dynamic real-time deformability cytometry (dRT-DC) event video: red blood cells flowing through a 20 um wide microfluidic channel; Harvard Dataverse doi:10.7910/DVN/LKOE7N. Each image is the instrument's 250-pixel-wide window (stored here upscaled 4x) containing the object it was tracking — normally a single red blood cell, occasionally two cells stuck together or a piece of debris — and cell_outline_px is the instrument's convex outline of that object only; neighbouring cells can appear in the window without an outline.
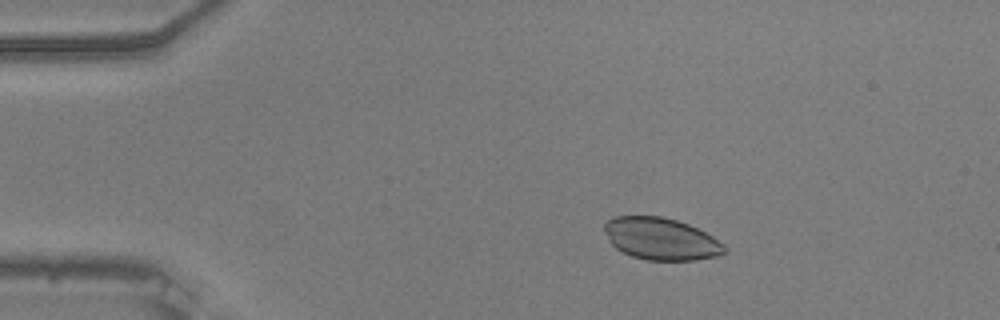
{"species": "common noctule bat (a hibernating species)", "species_latin": "Nyctalus noctula", "temperature_condition": "warm", "stored_images_in_passage": 55, "camera_frame_rate_fps": 3000, "um_per_image_px": 0.085, "animal": {"sex": "male", "body_mass_g": 20.5, "forearm_length_mm": 52.5}, "frame": {"image": 1, "passage_image": 10, "time_ms": 3.0, "image_size_px": [1000, 320], "cell_outline_px": [[724, 252], [716, 256], [696, 260], [648, 260], [632, 256], [616, 248], [608, 240], [604, 232], [604, 224], [612, 216], [660, 216], [676, 220], [688, 224], [712, 236], [724, 244]], "centroid_in_image_um": [56.14, 20.29], "position_along_channel_um": 28.9, "area_um2": 29.25}}
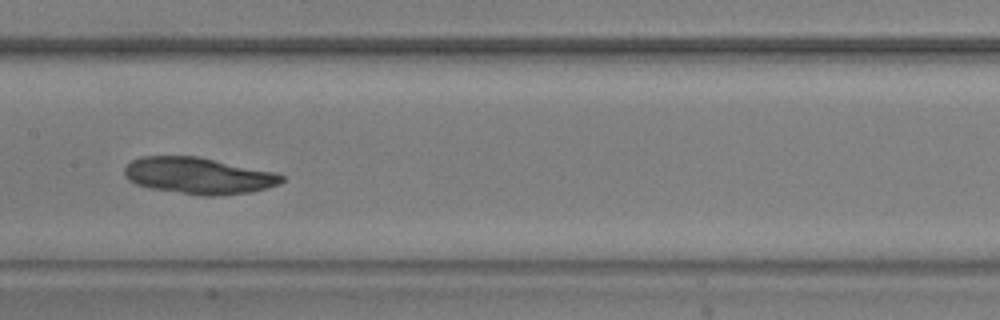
{"frame": {"image": 2, "passage_image": 28, "time_ms": 9.0, "image_size_px": [1000, 320], "cell_outline_px": [[284, 180], [280, 184], [252, 192], [220, 196], [204, 196], [152, 188], [136, 184], [128, 180], [124, 176], [124, 168], [132, 160], [140, 156], [200, 156], [276, 172], [284, 176]], "centroid_in_image_um": [16.91, 14.93], "position_along_channel_um": 190.5, "area_um2": 33.76}}
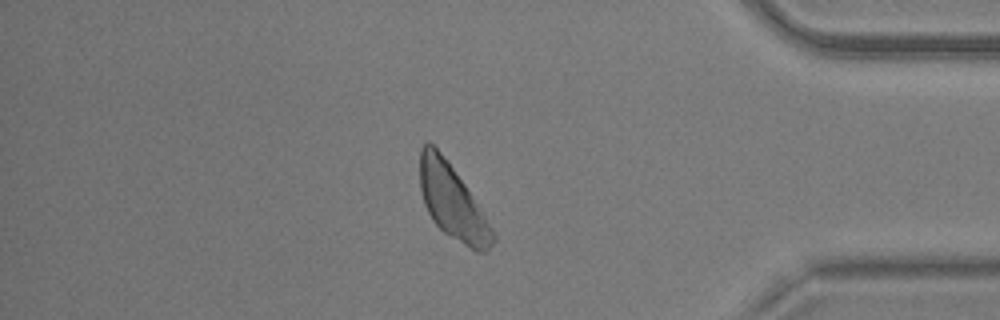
{"frame": {"image": 3, "passage_image": 47, "time_ms": 15.333, "image_size_px": [1000, 320], "cell_outline_px": [[496, 240], [484, 252], [476, 252], [444, 232], [432, 220], [424, 204], [420, 188], [420, 148], [428, 140], [448, 160], [496, 232]], "centroid_in_image_um": [38.46, 17.17], "position_along_channel_um": 396.7, "area_um2": 31.39}}